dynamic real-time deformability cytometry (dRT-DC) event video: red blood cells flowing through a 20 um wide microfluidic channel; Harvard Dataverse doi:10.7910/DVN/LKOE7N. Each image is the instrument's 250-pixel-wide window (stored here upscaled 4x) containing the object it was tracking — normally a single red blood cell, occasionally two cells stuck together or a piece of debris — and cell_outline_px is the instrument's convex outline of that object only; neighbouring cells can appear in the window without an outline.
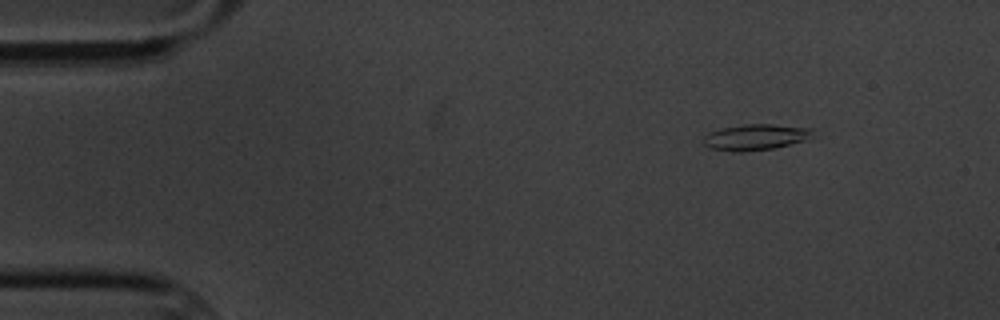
{"species": "common noctule bat (a hibernating species)", "species_latin": "Nyctalus noctula", "temperature_condition": "cold", "stored_images_in_passage": 5, "camera_frame_rate_fps": 3000, "um_per_image_px": 0.085, "animal": {"sex": "male", "body_mass_g": 20.1, "forearm_length_mm": 53.5}, "frame": {"image": 1, "passage_image": 2, "time_ms": 1.333, "image_size_px": [1000, 320], "cell_outline_px": [[816, 128], [812, 136], [808, 140], [772, 148], [744, 152], [732, 152], [708, 148], [704, 144], [704, 136], [708, 132], [720, 128], [744, 124], [772, 124]], "centroid_in_image_um": [64.24, 11.65], "position_along_channel_um": 20.8, "area_um2": 16.88}}
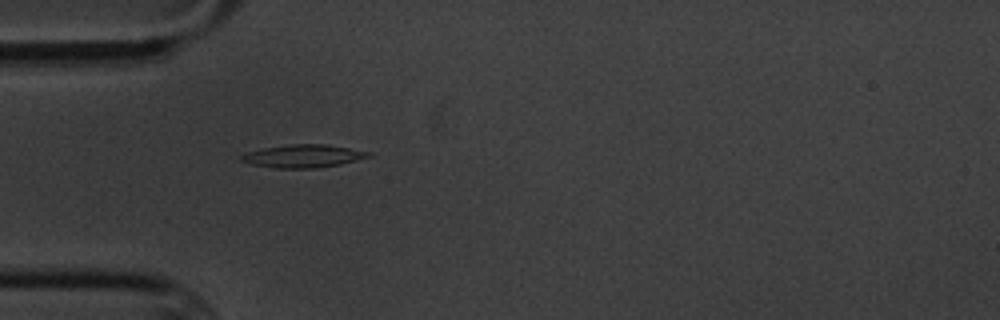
{"frame": {"image": 2, "passage_image": 5, "time_ms": 4.667, "image_size_px": [1000, 320], "cell_outline_px": [[372, 156], [340, 164], [316, 168], [276, 168], [252, 164], [240, 160], [240, 156], [248, 152], [264, 148], [288, 144], [324, 144], [372, 152]], "centroid_in_image_um": [25.78, 13.26], "position_along_channel_um": 59.2, "area_um2": 16.82}}